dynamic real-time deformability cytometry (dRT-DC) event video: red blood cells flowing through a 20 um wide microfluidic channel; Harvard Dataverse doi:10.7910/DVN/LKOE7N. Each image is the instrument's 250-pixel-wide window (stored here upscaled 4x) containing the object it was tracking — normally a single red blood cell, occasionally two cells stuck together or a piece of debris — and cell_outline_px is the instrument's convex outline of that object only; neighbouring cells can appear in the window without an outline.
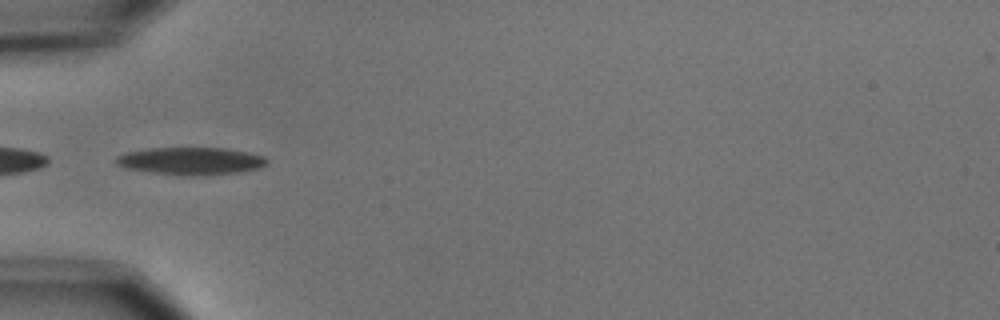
{"species": "common noctule bat (a hibernating species)", "species_latin": "Nyctalus noctula", "temperature_condition": "cold", "stored_images_in_passage": 6, "camera_frame_rate_fps": 3000, "um_per_image_px": 0.085, "animal": {"sex": "male", "body_mass_g": 15.6}, "frame": {"image": 1, "passage_image": 4, "time_ms": 4.333, "image_size_px": [1000, 320], "cell_outline_px": [[268, 164], [260, 168], [236, 172], [192, 176], [184, 176], [148, 172], [124, 168], [116, 164], [112, 160], [116, 156], [128, 152], [148, 148], [228, 148], [248, 152], [264, 156], [268, 160]], "centroid_in_image_um": [16.19, 13.68], "position_along_channel_um": 68.8, "area_um2": 24.39}}
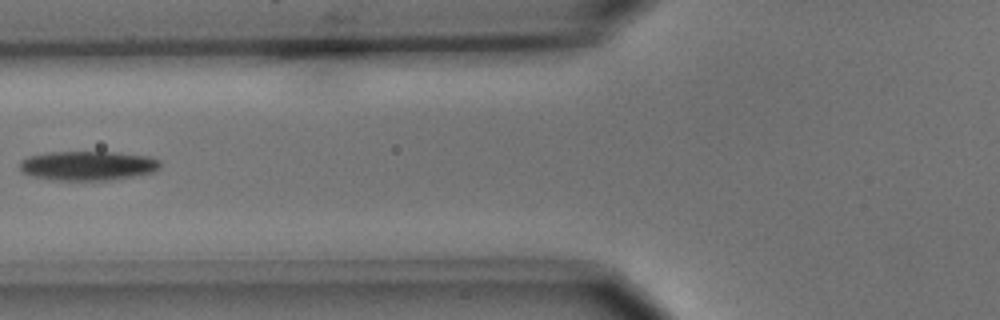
{"frame": {"image": 2, "passage_image": 5, "time_ms": 5.667, "image_size_px": [1000, 320], "cell_outline_px": [[160, 168], [156, 172], [108, 180], [52, 180], [32, 176], [20, 172], [20, 160], [28, 156], [48, 152], [116, 152], [152, 156], [160, 160]], "centroid_in_image_um": [7.47, 14.08], "position_along_channel_um": 118.3, "area_um2": 24.33}}
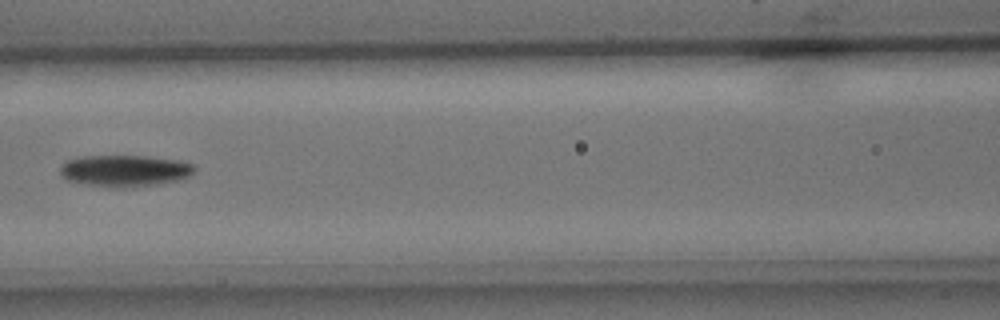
{"frame": {"image": 3, "passage_image": 6, "time_ms": 6.667, "image_size_px": [1000, 320], "cell_outline_px": [[196, 168], [188, 176], [176, 180], [160, 184], [124, 188], [108, 188], [84, 184], [68, 180], [60, 176], [60, 168], [68, 160], [84, 156], [148, 156], [176, 160], [192, 164]], "centroid_in_image_um": [10.57, 14.53], "position_along_channel_um": 156.0, "area_um2": 24.74}}